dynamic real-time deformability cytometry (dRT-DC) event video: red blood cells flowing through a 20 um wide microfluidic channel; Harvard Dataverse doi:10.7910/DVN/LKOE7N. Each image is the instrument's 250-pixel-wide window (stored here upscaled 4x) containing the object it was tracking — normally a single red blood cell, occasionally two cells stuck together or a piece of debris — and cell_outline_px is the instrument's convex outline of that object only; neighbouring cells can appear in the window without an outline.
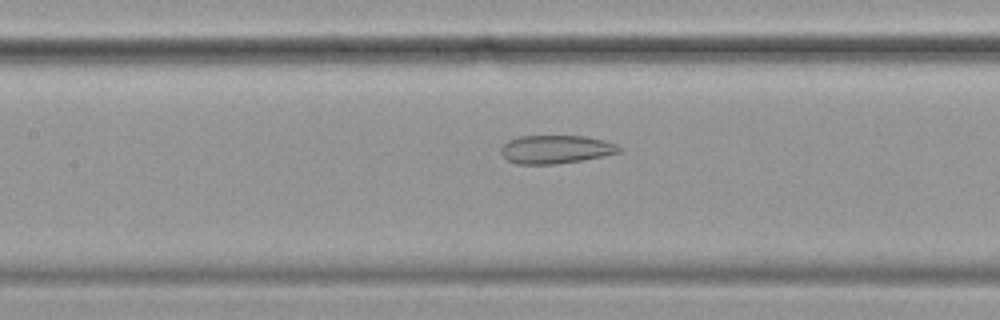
{"species": "common noctule bat (a hibernating species)", "species_latin": "Nyctalus noctula", "temperature_condition": "cold", "stored_images_in_passage": 38, "camera_frame_rate_fps": 3000, "um_per_image_px": 0.085, "animal": {"sex": "female", "body_mass_g": 19.9}, "frame": {"image": 1, "passage_image": 9, "time_ms": 2.667, "image_size_px": [1000, 320], "cell_outline_px": [[624, 148], [620, 152], [604, 156], [584, 160], [556, 164], [516, 164], [508, 160], [500, 152], [500, 148], [508, 140], [520, 136], [584, 136], [604, 140], [616, 144]], "centroid_in_image_um": [47.26, 12.7], "position_along_channel_um": 160.1, "area_um2": 19.65}}
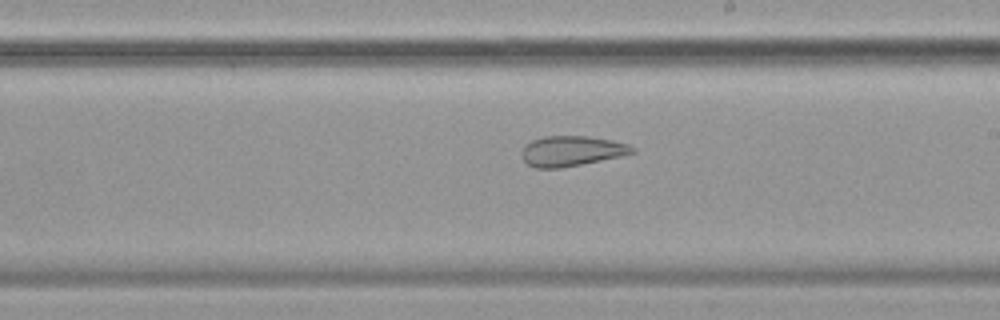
{"frame": {"image": 2, "passage_image": 16, "time_ms": 5.0, "image_size_px": [1000, 320], "cell_outline_px": [[636, 152], [620, 156], [560, 168], [536, 168], [528, 164], [520, 156], [520, 152], [524, 144], [532, 140], [544, 136], [588, 136], [612, 140], [628, 144], [636, 148]], "centroid_in_image_um": [48.55, 12.82], "position_along_channel_um": 240.5, "area_um2": 19.54}}
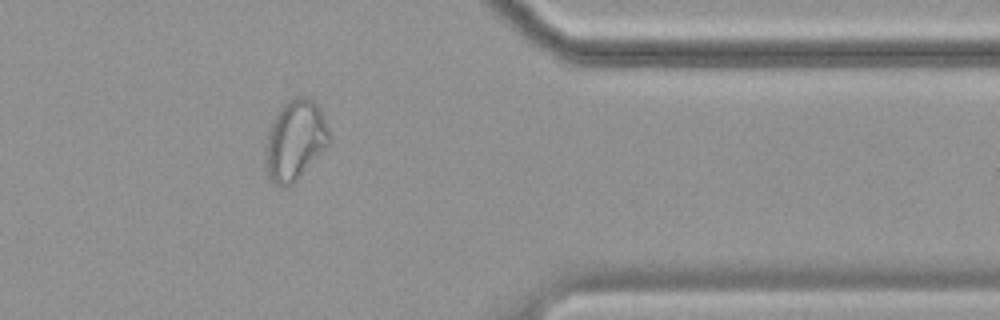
{"frame": {"image": 3, "passage_image": 30, "time_ms": 9.667, "image_size_px": [1000, 320], "cell_outline_px": [[332, 140], [296, 180], [288, 188], [284, 188], [276, 184], [268, 176], [264, 152], [268, 132], [280, 108], [284, 104], [296, 96], [308, 96], [320, 108], [328, 128]], "centroid_in_image_um": [25.08, 11.92], "position_along_channel_um": 386.3, "area_um2": 29.48}}